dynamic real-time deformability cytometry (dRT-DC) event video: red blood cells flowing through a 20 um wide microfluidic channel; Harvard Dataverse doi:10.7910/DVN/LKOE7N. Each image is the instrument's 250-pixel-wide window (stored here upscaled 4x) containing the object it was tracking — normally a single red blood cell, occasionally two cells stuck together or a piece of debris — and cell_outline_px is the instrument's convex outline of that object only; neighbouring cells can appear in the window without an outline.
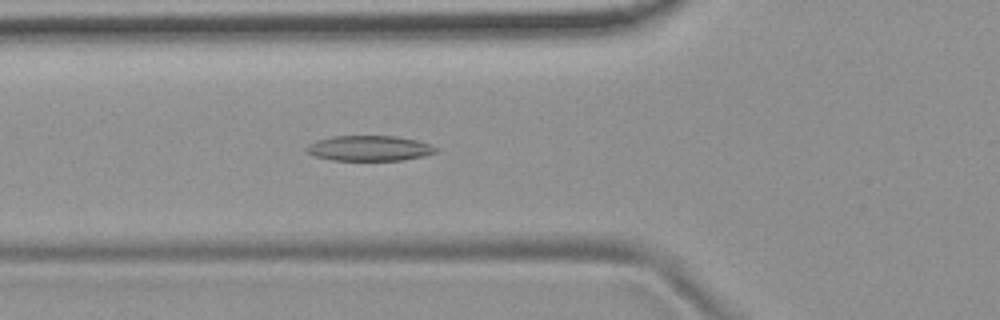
{"species": "common noctule bat (a hibernating species)", "species_latin": "Nyctalus noctula", "temperature_condition": "room temperature", "stored_images_in_passage": 51, "camera_frame_rate_fps": 3000, "um_per_image_px": 0.085, "animal": {"sex": "female", "body_mass_g": 19.9}, "frame": {"image": 1, "passage_image": 20, "time_ms": 6.333, "image_size_px": [1000, 320], "cell_outline_px": [[440, 148], [436, 152], [424, 156], [400, 160], [332, 160], [316, 156], [308, 152], [304, 148], [316, 140], [332, 136], [396, 136], [416, 140], [432, 144]], "centroid_in_image_um": [31.43, 12.59], "position_along_channel_um": 94.4, "area_um2": 19.07}}
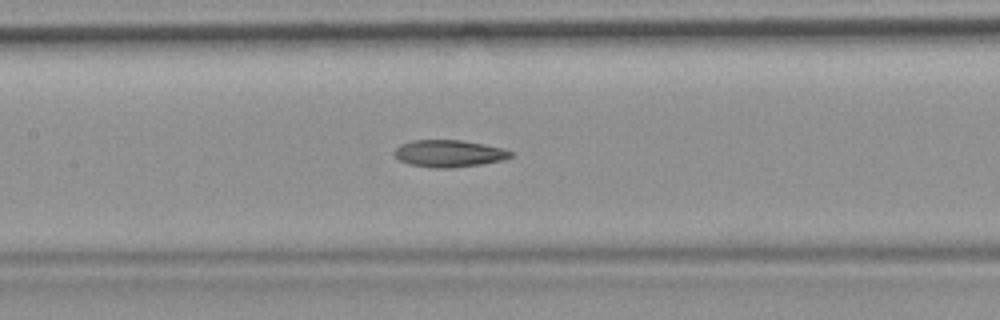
{"frame": {"image": 2, "passage_image": 26, "time_ms": 8.333, "image_size_px": [1000, 320], "cell_outline_px": [[512, 156], [504, 160], [480, 164], [448, 168], [436, 168], [408, 164], [400, 160], [392, 152], [400, 144], [412, 140], [460, 140], [484, 144], [500, 148], [512, 152]], "centroid_in_image_um": [38.13, 13.04], "position_along_channel_um": 169.3, "area_um2": 18.21}}
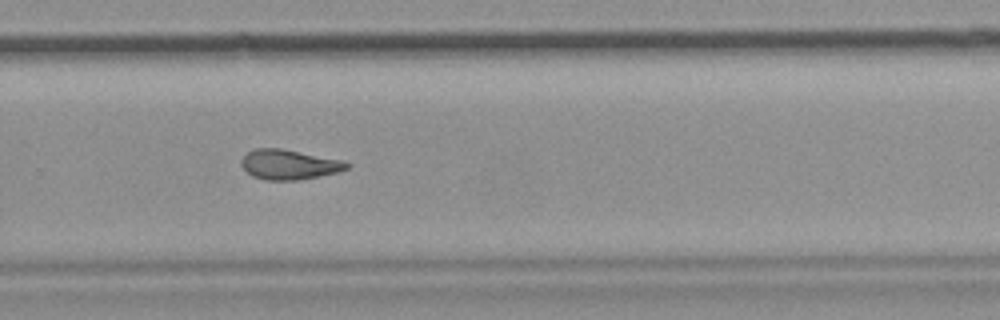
{"frame": {"image": 3, "passage_image": 37, "time_ms": 12.0, "image_size_px": [1000, 320], "cell_outline_px": [[352, 164], [348, 168], [336, 172], [296, 180], [264, 180], [252, 176], [240, 164], [240, 160], [248, 152], [256, 148], [280, 148], [344, 160]], "centroid_in_image_um": [24.56, 13.98], "position_along_channel_um": 305.2, "area_um2": 18.26}, "authors_computed_cell_mechanics": {"area_um2": 18.6116, "velocity_mm_per_s": 3.7214, "shape_relaxation_time_tau1_ms": null, "shape_relaxation_time_tau2_ms": 5.2717, "deformation_change_tau1": null, "deformation_change_tau2": 0.1463}}